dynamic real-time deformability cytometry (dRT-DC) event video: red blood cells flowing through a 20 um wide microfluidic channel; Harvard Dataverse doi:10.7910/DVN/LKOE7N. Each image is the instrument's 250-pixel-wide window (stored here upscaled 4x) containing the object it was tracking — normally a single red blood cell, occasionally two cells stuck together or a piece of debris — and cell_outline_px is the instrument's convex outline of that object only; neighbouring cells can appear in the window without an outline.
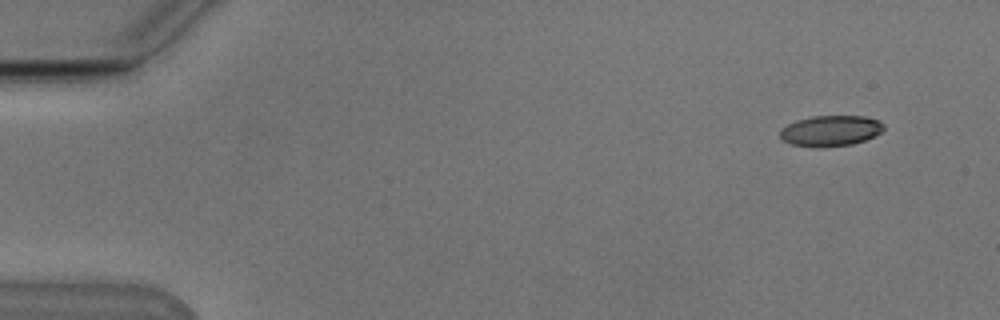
{"species": "Egyptian fruit bat (a non-hibernating species)", "species_latin": "Rousettus aegyptiacus", "temperature_condition": "cold", "stored_images_in_passage": 51, "camera_frame_rate_fps": 3000, "um_per_image_px": 0.085, "animal": {"sex": "male"}, "frame": {"image": 1, "passage_image": 1, "time_ms": 0.0, "image_size_px": [1000, 320], "cell_outline_px": [[884, 128], [876, 136], [852, 144], [820, 148], [792, 144], [780, 140], [780, 128], [796, 120], [812, 116], [864, 116], [876, 120], [884, 124]], "centroid_in_image_um": [70.56, 11.12], "position_along_channel_um": 14.4, "area_um2": 18.67}}
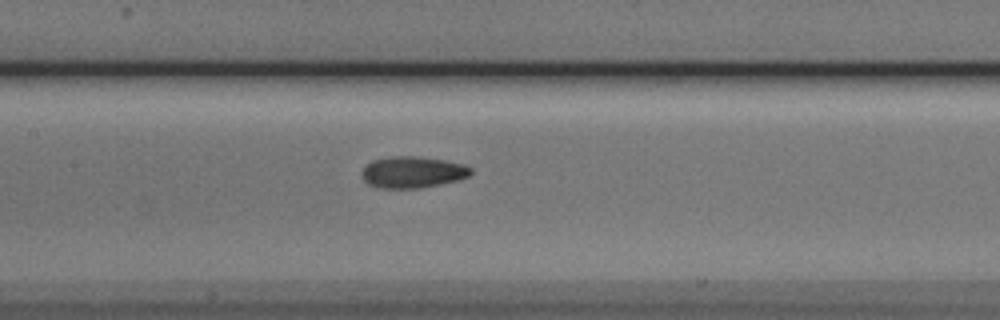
{"frame": {"image": 2, "passage_image": 23, "time_ms": 7.333, "image_size_px": [1000, 320], "cell_outline_px": [[472, 172], [468, 176], [460, 180], [420, 188], [380, 188], [368, 184], [360, 176], [360, 172], [372, 160], [392, 156], [416, 156], [444, 160], [464, 164], [472, 168]], "centroid_in_image_um": [35.07, 14.63], "position_along_channel_um": 172.3, "area_um2": 20.11}}
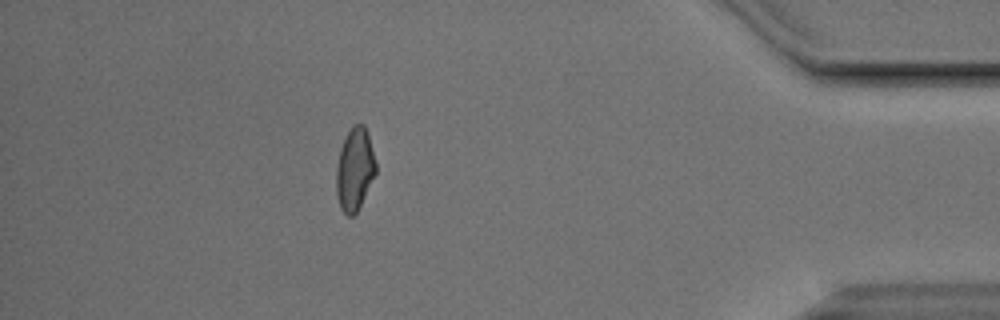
{"frame": {"image": 3, "passage_image": 45, "time_ms": 14.667, "image_size_px": [1000, 320], "cell_outline_px": [[376, 172], [356, 212], [352, 216], [348, 216], [340, 208], [336, 192], [336, 164], [340, 148], [352, 124], [364, 124], [368, 132], [376, 164]], "centroid_in_image_um": [30.13, 14.35], "position_along_channel_um": 405.1, "area_um2": 18.9}, "authors_computed_cell_mechanics": {"area_um2": 19.5364, "velocity_mm_per_s": 3.7957, "shape_relaxation_time_tau1_ms": 4.5682, "shape_relaxation_time_tau2_ms": 2.0916, "deformation_change_tau1": 0.1275, "deformation_change_tau2": 0.0632}}